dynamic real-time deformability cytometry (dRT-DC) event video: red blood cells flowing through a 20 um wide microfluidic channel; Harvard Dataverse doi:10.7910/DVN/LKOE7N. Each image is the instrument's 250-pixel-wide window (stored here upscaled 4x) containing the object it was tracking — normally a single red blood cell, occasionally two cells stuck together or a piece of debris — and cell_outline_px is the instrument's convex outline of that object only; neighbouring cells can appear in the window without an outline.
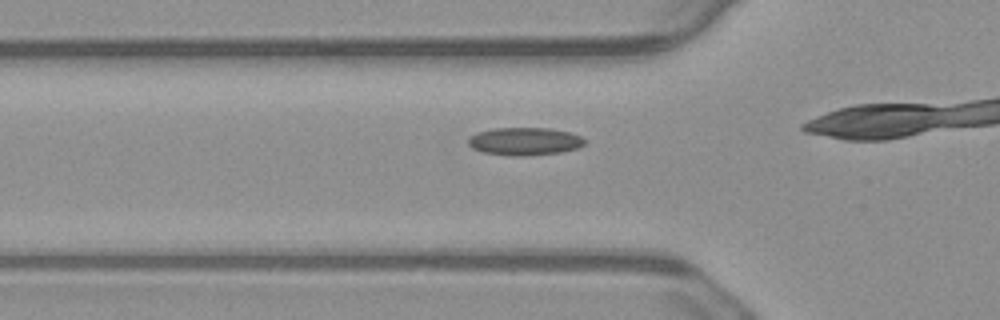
{"species": "common noctule bat (a hibernating species)", "species_latin": "Nyctalus noctula", "temperature_condition": "warm", "stored_images_in_passage": 24, "camera_frame_rate_fps": 3000, "um_per_image_px": 0.085, "animal": {"sex": "male", "body_mass_g": 23.1, "forearm_length_mm": 52.7}, "frame": {"image": 1, "passage_image": 12, "time_ms": 3.667, "image_size_px": [1000, 320], "cell_outline_px": [[584, 144], [576, 148], [560, 152], [524, 156], [508, 156], [484, 152], [472, 148], [468, 144], [468, 140], [472, 136], [480, 132], [496, 128], [552, 128], [568, 132], [580, 136], [584, 140]], "centroid_in_image_um": [44.59, 12.02], "position_along_channel_um": 81.2, "area_um2": 18.61}}
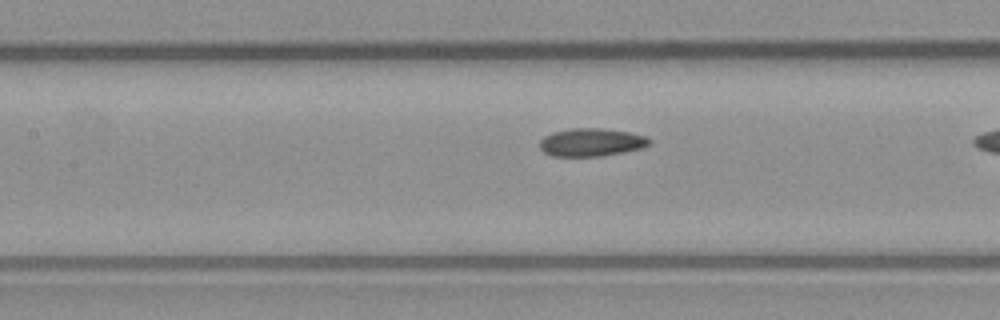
{"frame": {"image": 2, "passage_image": 18, "time_ms": 5.667, "image_size_px": [1000, 320], "cell_outline_px": [[652, 144], [640, 148], [624, 152], [600, 156], [552, 156], [544, 152], [540, 148], [540, 140], [544, 136], [552, 132], [572, 128], [604, 128], [628, 132], [648, 136], [652, 140]], "centroid_in_image_um": [50.29, 12.09], "position_along_channel_um": 157.1, "area_um2": 18.03}}
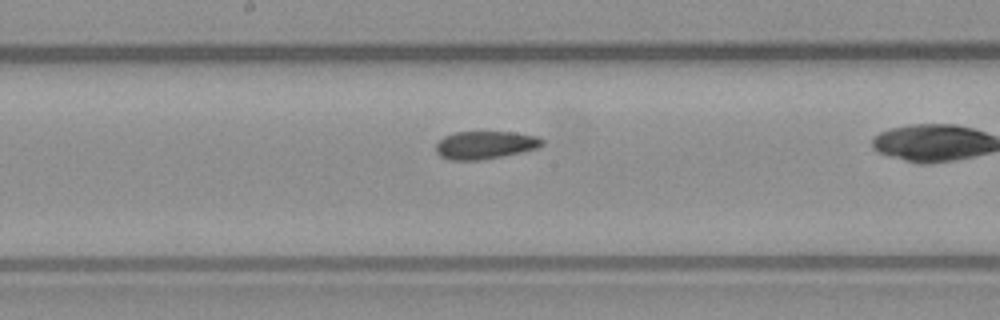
{"frame": {"image": 3, "passage_image": 22, "time_ms": 7.0, "image_size_px": [1000, 320], "cell_outline_px": [[544, 144], [540, 148], [480, 160], [448, 160], [440, 156], [436, 152], [436, 144], [444, 136], [456, 132], [512, 132], [540, 136], [544, 140]], "centroid_in_image_um": [41.26, 12.32], "position_along_channel_um": 206.9, "area_um2": 17.34}}